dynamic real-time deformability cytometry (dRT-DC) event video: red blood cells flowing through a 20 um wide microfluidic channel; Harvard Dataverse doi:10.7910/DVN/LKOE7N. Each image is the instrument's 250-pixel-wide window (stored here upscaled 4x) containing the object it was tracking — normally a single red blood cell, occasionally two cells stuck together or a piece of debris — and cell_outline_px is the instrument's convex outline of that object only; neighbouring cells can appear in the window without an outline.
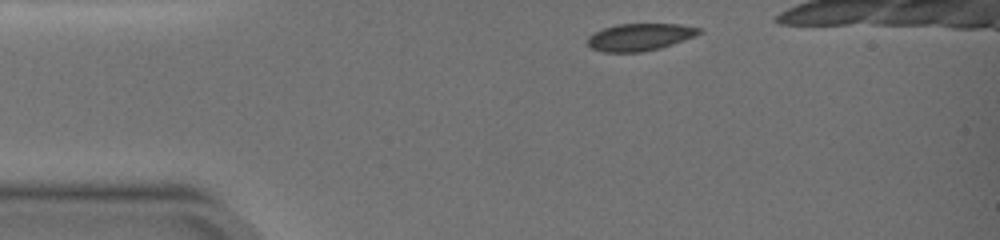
{"species": "common noctule bat (a hibernating species)", "species_latin": "Nyctalus noctula", "temperature_condition": "warm", "stored_images_in_passage": 9, "camera_frame_rate_fps": 3000, "um_per_image_px": 0.085, "animal": {"sex": "female", "body_mass_g": 19.0, "forearm_length_mm": 51.5}, "frame": {"image": 1, "passage_image": 1, "time_ms": 0.0, "image_size_px": [1000, 240], "cell_outline_px": [[704, 32], [672, 44], [660, 48], [640, 52], [604, 52], [592, 48], [588, 44], [588, 36], [604, 28], [616, 24], [680, 24], [700, 28]], "centroid_in_image_um": [54.39, 3.14], "position_along_channel_um": 30.6, "area_um2": 17.51}}
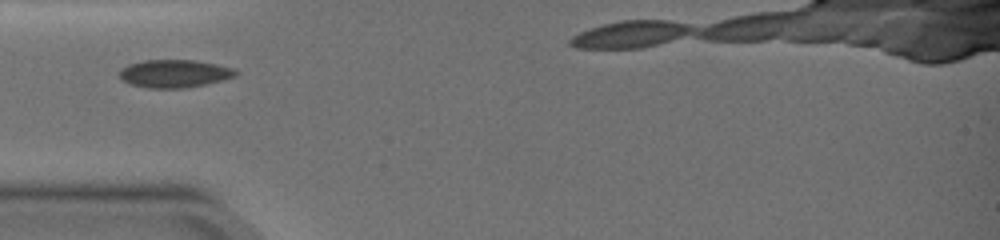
{"frame": {"image": 2, "passage_image": 6, "time_ms": 2.333, "image_size_px": [1000, 240], "cell_outline_px": [[240, 72], [236, 76], [204, 84], [184, 88], [148, 88], [132, 84], [120, 80], [120, 68], [128, 64], [144, 60], [196, 60], [216, 64], [232, 68]], "centroid_in_image_um": [14.8, 6.25], "position_along_channel_um": 70.2, "area_um2": 18.84}}
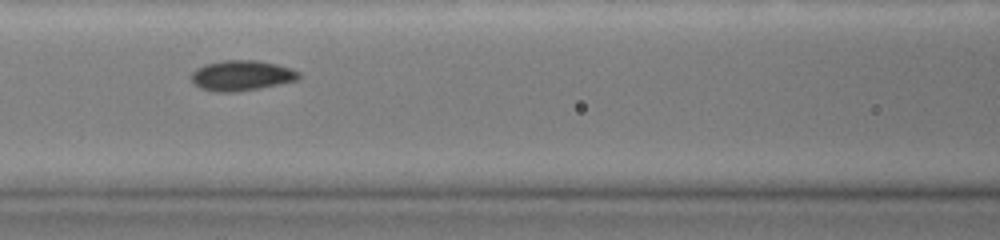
{"frame": {"image": 3, "passage_image": 9, "time_ms": 4.333, "image_size_px": [1000, 240], "cell_outline_px": [[300, 80], [260, 88], [232, 92], [216, 92], [200, 88], [192, 80], [192, 72], [196, 68], [204, 64], [224, 60], [256, 60], [276, 64], [292, 68], [300, 72]], "centroid_in_image_um": [20.57, 6.41], "position_along_channel_um": 146.0, "area_um2": 19.07}}